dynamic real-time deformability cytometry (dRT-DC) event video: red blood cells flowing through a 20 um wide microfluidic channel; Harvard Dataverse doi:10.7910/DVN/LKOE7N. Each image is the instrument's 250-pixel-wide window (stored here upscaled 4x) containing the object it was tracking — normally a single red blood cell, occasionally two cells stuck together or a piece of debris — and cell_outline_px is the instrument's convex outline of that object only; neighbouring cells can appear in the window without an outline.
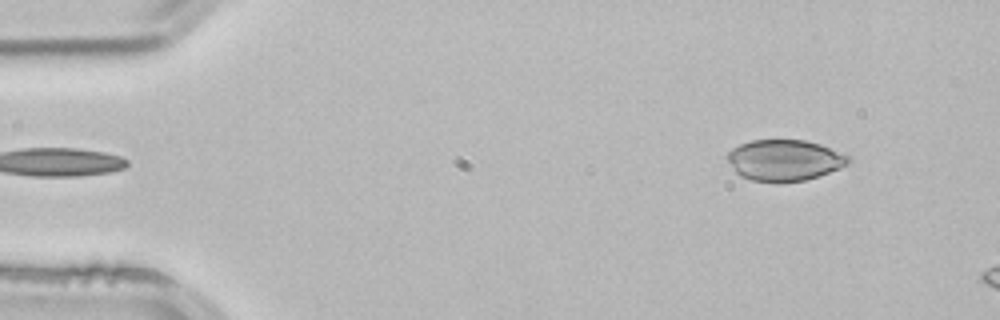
{"species": "common noctule bat (a hibernating species)", "species_latin": "Nyctalus noctula", "temperature_condition": "room temperature", "stored_images_in_passage": 3, "camera_frame_rate_fps": 3000, "um_per_image_px": 0.085, "animal": {"sex": "male", "body_mass_g": 21.5, "forearm_length_mm": 52.0}, "frame": {"image": 1, "passage_image": 1, "time_ms": 0.0, "image_size_px": [1000, 320], "cell_outline_px": [[852, 160], [848, 164], [840, 168], [804, 180], [780, 184], [776, 184], [752, 180], [740, 176], [736, 172], [728, 160], [728, 152], [732, 148], [740, 144], [752, 140], [804, 140], [820, 144], [852, 156]], "centroid_in_image_um": [66.7, 13.63], "position_along_channel_um": 18.3, "area_um2": 29.25}}